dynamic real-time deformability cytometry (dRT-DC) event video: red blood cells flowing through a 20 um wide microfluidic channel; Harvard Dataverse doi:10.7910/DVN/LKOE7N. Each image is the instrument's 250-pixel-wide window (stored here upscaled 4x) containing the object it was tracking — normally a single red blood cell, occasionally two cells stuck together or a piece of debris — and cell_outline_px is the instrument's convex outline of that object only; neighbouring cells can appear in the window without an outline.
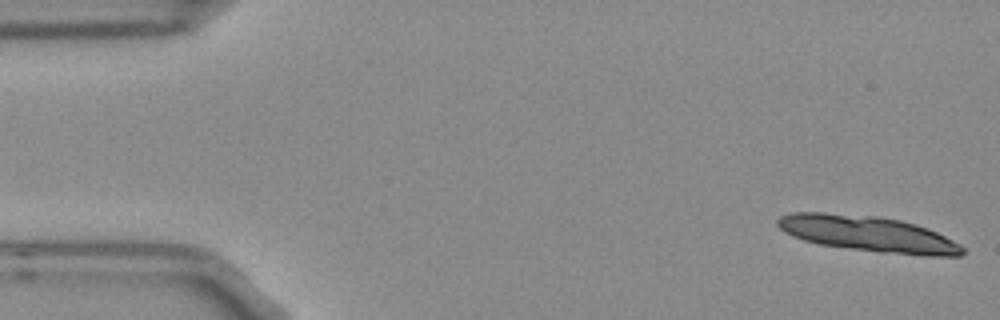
{"species": "Egyptian fruit bat (a non-hibernating species)", "species_latin": "Rousettus aegyptiacus", "temperature_condition": "room temperature", "stored_images_in_passage": 9, "camera_frame_rate_fps": 3000, "um_per_image_px": 0.085, "frame": {"image": 1, "passage_image": 1, "time_ms": 0.0, "image_size_px": [1000, 320], "cell_outline_px": [[964, 252], [960, 256], [924, 256], [880, 252], [820, 244], [804, 240], [792, 236], [784, 232], [776, 224], [776, 220], [780, 216], [792, 212], [824, 212], [876, 216], [900, 220], [916, 224], [936, 232], [960, 244], [964, 248]], "centroid_in_image_um": [73.77, 19.87], "position_along_channel_um": 11.2, "area_um2": 38.44}}